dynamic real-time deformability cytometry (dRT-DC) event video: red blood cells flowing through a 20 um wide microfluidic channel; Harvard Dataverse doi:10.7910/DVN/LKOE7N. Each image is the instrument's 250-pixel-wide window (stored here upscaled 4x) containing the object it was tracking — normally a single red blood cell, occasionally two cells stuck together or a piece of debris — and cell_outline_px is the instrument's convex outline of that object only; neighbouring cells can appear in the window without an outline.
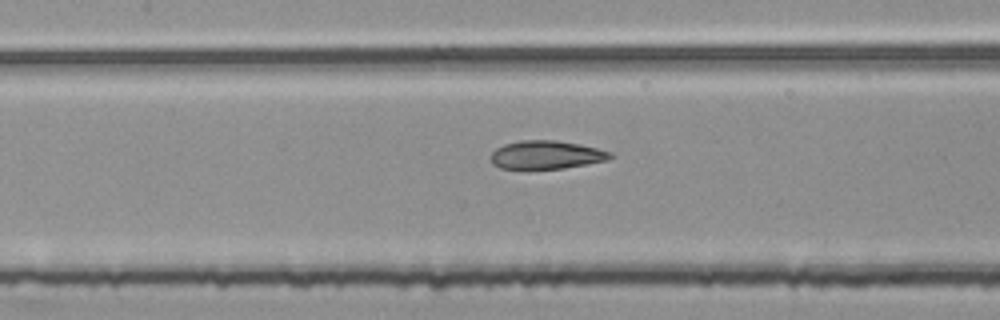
{"species": "common noctule bat (a hibernating species)", "species_latin": "Nyctalus noctula", "temperature_condition": "room temperature", "stored_images_in_passage": 37, "camera_frame_rate_fps": 3000, "um_per_image_px": 0.085, "animal": {"sex": "female", "body_mass_g": 25.1}, "frame": {"image": 1, "passage_image": 18, "time_ms": 5.667, "image_size_px": [1000, 320], "cell_outline_px": [[616, 156], [608, 160], [588, 164], [564, 168], [500, 168], [492, 164], [488, 156], [496, 148], [504, 144], [520, 140], [556, 140], [580, 144], [612, 152]], "centroid_in_image_um": [46.44, 13.15], "position_along_channel_um": 161.0, "area_um2": 19.88}}
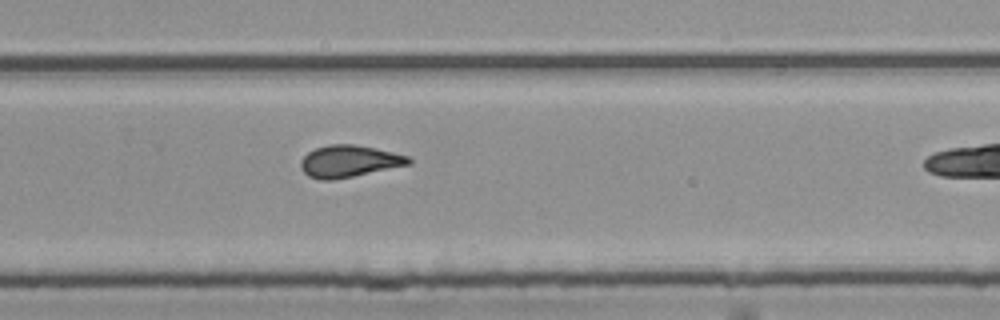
{"frame": {"image": 2, "passage_image": 29, "time_ms": 9.333, "image_size_px": [1000, 320], "cell_outline_px": [[412, 164], [332, 180], [320, 180], [308, 176], [300, 168], [300, 160], [308, 152], [316, 148], [328, 144], [352, 144], [376, 148], [408, 156], [412, 160]], "centroid_in_image_um": [29.65, 13.7], "position_along_channel_um": 300.1, "area_um2": 20.06}}
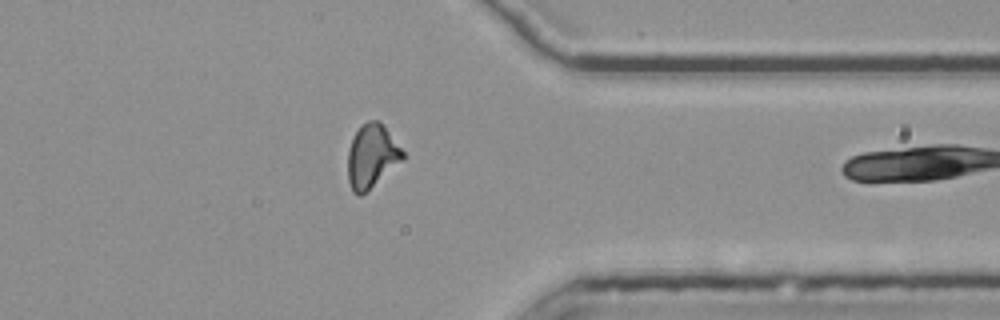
{"frame": {"image": 3, "passage_image": 36, "time_ms": 11.667, "image_size_px": [1000, 320], "cell_outline_px": [[404, 160], [360, 196], [352, 192], [348, 180], [348, 152], [352, 140], [360, 124], [368, 120], [380, 120], [404, 152]], "centroid_in_image_um": [31.6, 13.25], "position_along_channel_um": 379.8, "area_um2": 20.29}}